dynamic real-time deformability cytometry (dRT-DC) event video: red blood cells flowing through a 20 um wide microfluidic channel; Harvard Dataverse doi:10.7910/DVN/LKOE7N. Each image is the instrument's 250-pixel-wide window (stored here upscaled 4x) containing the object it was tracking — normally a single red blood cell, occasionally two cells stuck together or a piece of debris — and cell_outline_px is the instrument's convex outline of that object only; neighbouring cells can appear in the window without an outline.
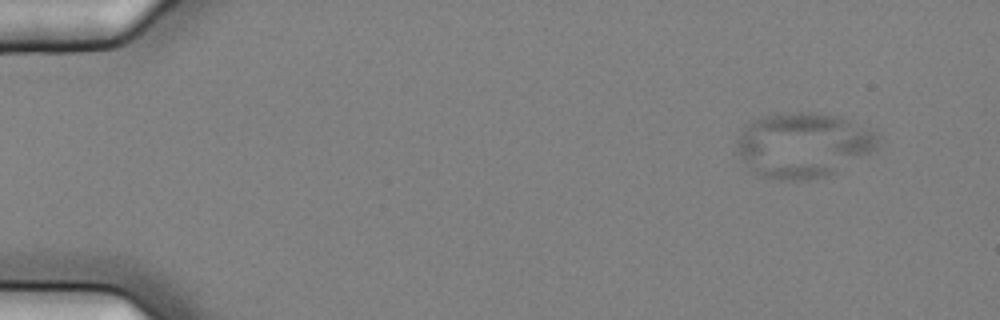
{"species": "common noctule bat (a hibernating species)", "species_latin": "Nyctalus noctula", "temperature_condition": "cold", "stored_images_in_passage": 4, "camera_frame_rate_fps": 3000, "um_per_image_px": 0.085, "animal": {"sex": "female", "body_mass_g": 25.1}, "frame": {"image": 1, "passage_image": 1, "time_ms": 0.0, "image_size_px": [1000, 320], "cell_outline_px": [[884, 136], [876, 148], [836, 172], [824, 176], [804, 180], [780, 180], [760, 176], [736, 152], [736, 140], [748, 120], [760, 116], [792, 112], [812, 112], [836, 116], [876, 128]], "centroid_in_image_um": [68.31, 12.29], "position_along_channel_um": 16.7, "area_um2": 53.93}}
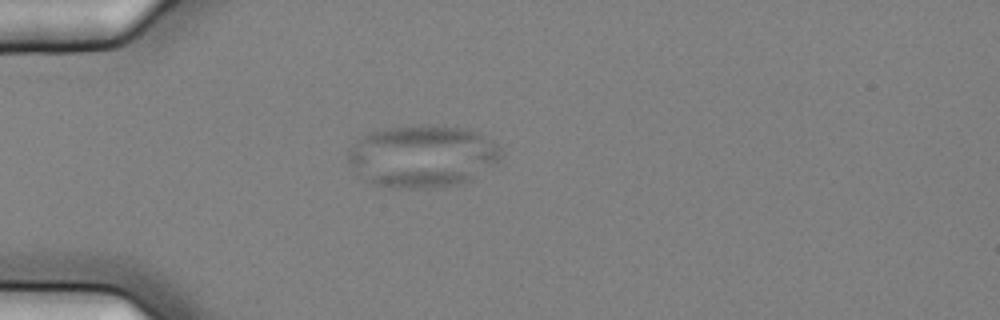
{"frame": {"image": 2, "passage_image": 4, "time_ms": 1.0, "image_size_px": [1000, 320], "cell_outline_px": [[504, 152], [500, 160], [468, 180], [460, 184], [436, 188], [392, 188], [376, 184], [364, 180], [348, 160], [348, 152], [368, 132], [388, 128], [420, 124], [428, 124], [468, 128], [480, 132], [492, 140]], "centroid_in_image_um": [35.96, 13.26], "position_along_channel_um": 49.0, "area_um2": 55.55}}